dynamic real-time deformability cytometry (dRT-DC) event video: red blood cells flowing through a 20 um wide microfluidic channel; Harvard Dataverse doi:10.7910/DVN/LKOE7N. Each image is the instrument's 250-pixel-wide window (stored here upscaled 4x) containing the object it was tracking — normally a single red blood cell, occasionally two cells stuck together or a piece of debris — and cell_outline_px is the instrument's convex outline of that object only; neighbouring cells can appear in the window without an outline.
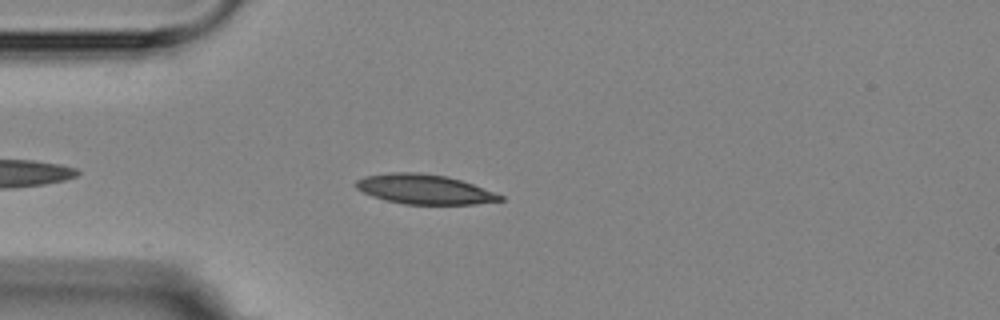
{"species": "Egyptian fruit bat (a non-hibernating species)", "species_latin": "Rousettus aegyptiacus", "temperature_condition": "room temperature", "stored_images_in_passage": 5, "camera_frame_rate_fps": 3000, "um_per_image_px": 0.085, "animal": {"sex": "female"}, "frame": {"image": 1, "passage_image": 5, "time_ms": 4.333, "image_size_px": [1000, 320], "cell_outline_px": [[504, 200], [476, 204], [404, 204], [384, 200], [372, 196], [356, 188], [356, 180], [364, 176], [388, 172], [420, 172], [448, 176], [472, 184], [504, 196]], "centroid_in_image_um": [36.05, 16.08], "position_along_channel_um": 48.9, "area_um2": 24.97}}